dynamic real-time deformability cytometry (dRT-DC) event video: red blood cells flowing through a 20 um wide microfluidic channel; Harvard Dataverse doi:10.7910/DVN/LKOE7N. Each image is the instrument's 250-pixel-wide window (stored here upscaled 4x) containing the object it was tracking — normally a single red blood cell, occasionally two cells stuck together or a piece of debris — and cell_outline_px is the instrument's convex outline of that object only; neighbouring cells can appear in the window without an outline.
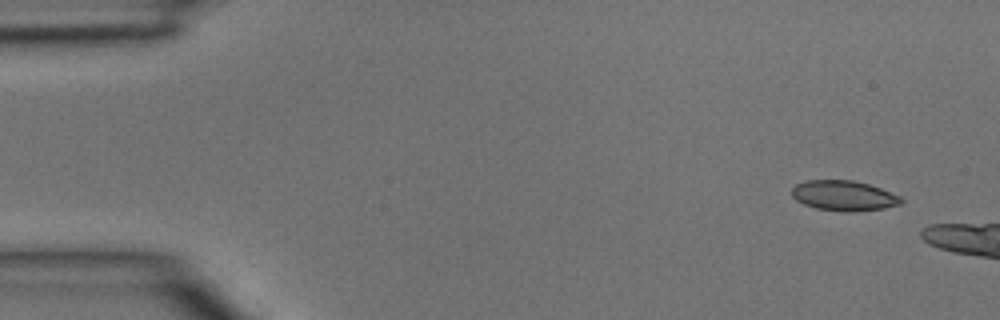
{"species": "common noctule bat (a hibernating species)", "species_latin": "Nyctalus noctula", "temperature_condition": "room temperature", "stored_images_in_passage": 5, "camera_frame_rate_fps": 3000, "um_per_image_px": 0.085, "animal": {"sex": "male", "body_mass_g": 15.6}, "frame": {"image": 1, "passage_image": 1, "time_ms": 0.0, "image_size_px": [1000, 320], "cell_outline_px": [[904, 200], [900, 204], [884, 208], [852, 212], [844, 212], [816, 208], [804, 204], [796, 200], [792, 196], [792, 188], [796, 184], [808, 180], [852, 180], [868, 184], [880, 188], [900, 196]], "centroid_in_image_um": [71.72, 16.63], "position_along_channel_um": 13.3, "area_um2": 19.19}}
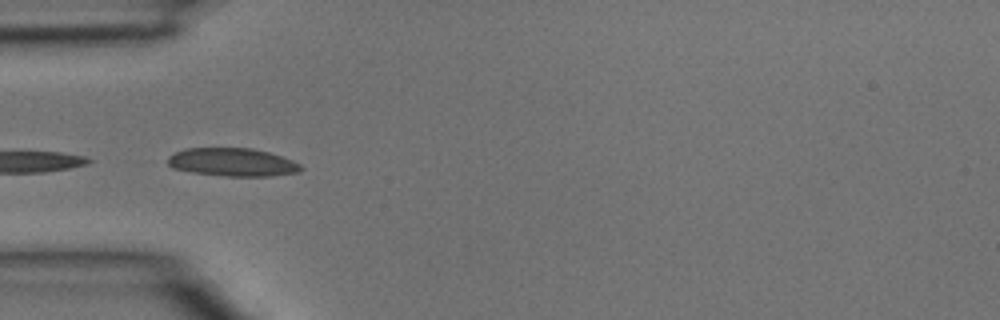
{"frame": {"image": 2, "passage_image": 5, "time_ms": 1.333, "image_size_px": [1000, 320], "cell_outline_px": [[304, 168], [300, 172], [272, 176], [224, 176], [192, 172], [172, 168], [168, 164], [168, 156], [184, 148], [252, 148], [268, 152], [292, 160], [300, 164]], "centroid_in_image_um": [19.77, 13.79], "position_along_channel_um": 65.2, "area_um2": 21.91}}